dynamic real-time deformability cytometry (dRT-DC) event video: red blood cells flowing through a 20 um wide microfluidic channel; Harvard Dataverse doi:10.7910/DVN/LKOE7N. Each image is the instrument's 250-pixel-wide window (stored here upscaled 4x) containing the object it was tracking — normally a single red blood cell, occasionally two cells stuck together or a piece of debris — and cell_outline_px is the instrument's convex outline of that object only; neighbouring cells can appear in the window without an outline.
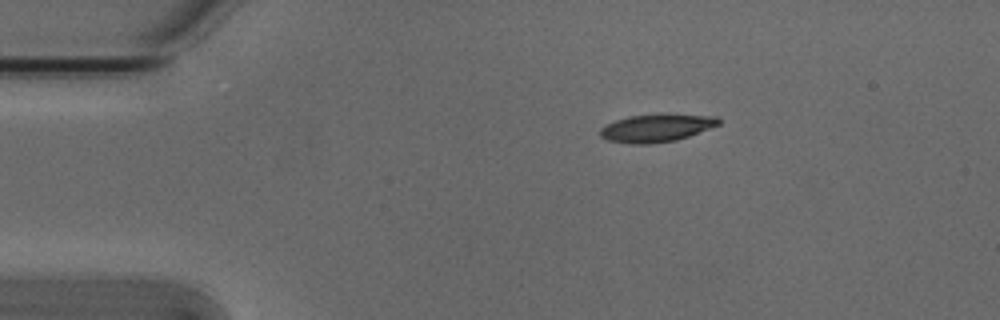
{"species": "Egyptian fruit bat (a non-hibernating species)", "species_latin": "Rousettus aegyptiacus", "temperature_condition": "cold", "stored_images_in_passage": 5, "camera_frame_rate_fps": 3000, "um_per_image_px": 0.085, "animal": {"sex": "male"}, "frame": {"image": 1, "passage_image": 5, "time_ms": 1.333, "image_size_px": [1000, 320], "cell_outline_px": [[720, 124], [688, 136], [676, 140], [648, 144], [628, 144], [608, 140], [600, 136], [600, 128], [616, 120], [628, 116], [660, 112], [664, 112], [716, 116], [720, 120]], "centroid_in_image_um": [55.81, 10.84], "position_along_channel_um": 29.2, "area_um2": 19.65}}